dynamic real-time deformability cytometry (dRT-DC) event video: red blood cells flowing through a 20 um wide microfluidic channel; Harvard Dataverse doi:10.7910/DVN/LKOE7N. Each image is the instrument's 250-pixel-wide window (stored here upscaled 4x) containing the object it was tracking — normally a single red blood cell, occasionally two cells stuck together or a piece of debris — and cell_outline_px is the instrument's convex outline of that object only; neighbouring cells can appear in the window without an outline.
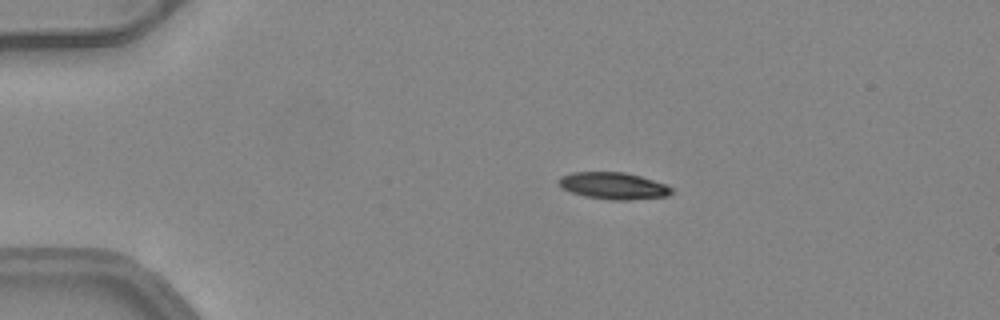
{"species": "common noctule bat (a hibernating species)", "species_latin": "Nyctalus noctula", "temperature_condition": "warm", "stored_images_in_passage": 30, "camera_frame_rate_fps": 3000, "um_per_image_px": 0.085, "animal": {"sex": "female", "body_mass_g": 24.6, "forearm_length_mm": 56.2}, "frame": {"image": 1, "passage_image": 4, "time_ms": 1.0, "image_size_px": [1000, 320], "cell_outline_px": [[672, 192], [668, 196], [628, 200], [608, 200], [584, 196], [560, 188], [556, 180], [560, 176], [572, 172], [624, 172], [640, 176], [664, 184], [672, 188]], "centroid_in_image_um": [52.07, 15.79], "position_along_channel_um": 32.9, "area_um2": 17.74}}
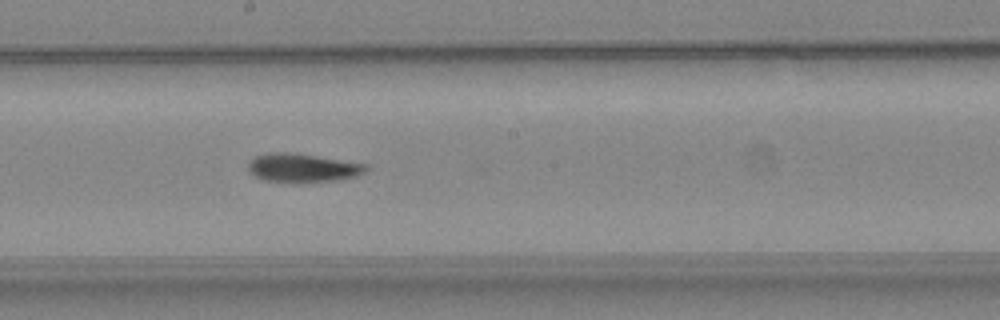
{"frame": {"image": 2, "passage_image": 22, "time_ms": 7.0, "image_size_px": [1000, 320], "cell_outline_px": [[368, 168], [364, 172], [356, 176], [336, 180], [264, 180], [256, 176], [248, 168], [248, 160], [256, 156], [268, 152], [292, 152], [368, 164]], "centroid_in_image_um": [25.73, 14.21], "position_along_channel_um": 222.5, "area_um2": 18.96}}
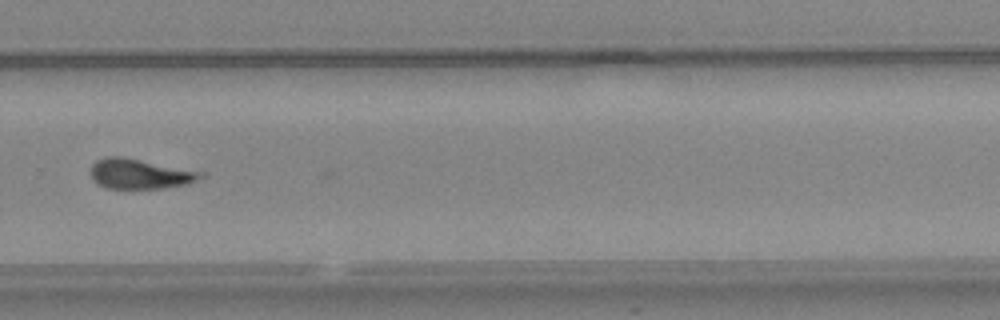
{"frame": {"image": 3, "passage_image": 29, "time_ms": 9.333, "image_size_px": [1000, 320], "cell_outline_px": [[208, 176], [188, 184], [164, 188], [104, 188], [96, 184], [92, 180], [88, 172], [88, 168], [96, 160], [108, 156], [124, 156], [208, 172]], "centroid_in_image_um": [11.92, 14.76], "position_along_channel_um": 317.9, "area_um2": 20.11}}